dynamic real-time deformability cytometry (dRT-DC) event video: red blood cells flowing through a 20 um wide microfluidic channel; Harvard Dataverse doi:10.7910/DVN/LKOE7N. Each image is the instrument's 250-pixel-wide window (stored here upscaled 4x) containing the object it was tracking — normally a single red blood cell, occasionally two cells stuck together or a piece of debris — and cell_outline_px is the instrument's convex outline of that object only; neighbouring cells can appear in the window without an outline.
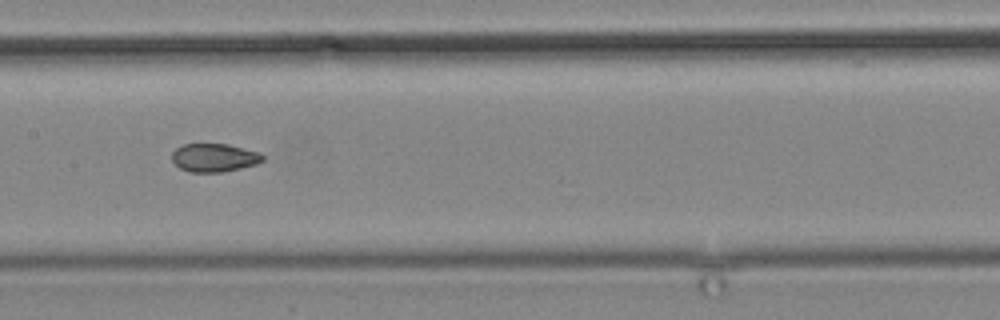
{"species": "common noctule bat (a hibernating species)", "species_latin": "Nyctalus noctula", "temperature_condition": "cold", "stored_images_in_passage": 13, "camera_frame_rate_fps": 3000, "um_per_image_px": 0.085, "animal": {"sex": "male", "body_mass_g": 19.2, "forearm_length_mm": 51.8}, "frame": {"image": 1, "passage_image": 13, "time_ms": 15.0, "image_size_px": [1000, 320], "cell_outline_px": [[264, 160], [256, 164], [240, 168], [220, 172], [192, 172], [180, 168], [172, 160], [172, 152], [176, 148], [184, 144], [228, 144], [260, 152], [264, 156]], "centroid_in_image_um": [18.22, 13.39], "position_along_channel_um": 189.2, "area_um2": 14.91}}